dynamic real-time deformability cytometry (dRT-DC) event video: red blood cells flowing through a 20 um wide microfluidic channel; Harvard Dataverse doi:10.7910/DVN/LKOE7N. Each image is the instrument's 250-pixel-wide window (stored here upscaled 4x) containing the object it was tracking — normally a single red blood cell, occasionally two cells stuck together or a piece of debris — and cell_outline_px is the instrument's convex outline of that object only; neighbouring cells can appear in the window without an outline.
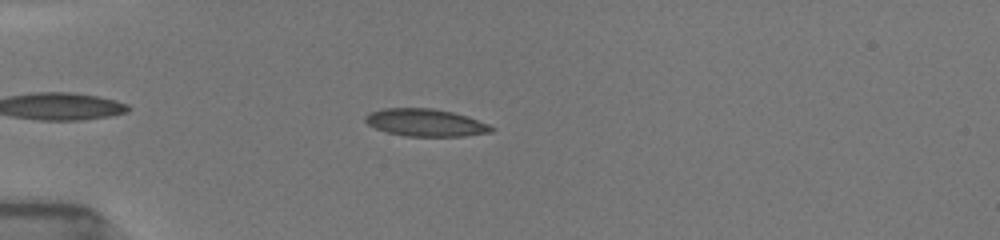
{"species": "common noctule bat (a hibernating species)", "species_latin": "Nyctalus noctula", "temperature_condition": "room temperature", "stored_images_in_passage": 54, "camera_frame_rate_fps": 3000, "um_per_image_px": 0.085, "animal": {"sex": "female", "body_mass_g": 19.5, "forearm_length_mm": 54.1}, "frame": {"image": 1, "passage_image": 15, "time_ms": 2.667, "image_size_px": [1000, 240], "cell_outline_px": [[496, 128], [492, 132], [464, 136], [404, 136], [388, 132], [376, 128], [368, 124], [364, 120], [364, 116], [372, 112], [384, 108], [432, 108], [452, 112], [468, 116], [488, 124]], "centroid_in_image_um": [36.2, 10.42], "position_along_channel_um": 48.8, "area_um2": 20.11}}
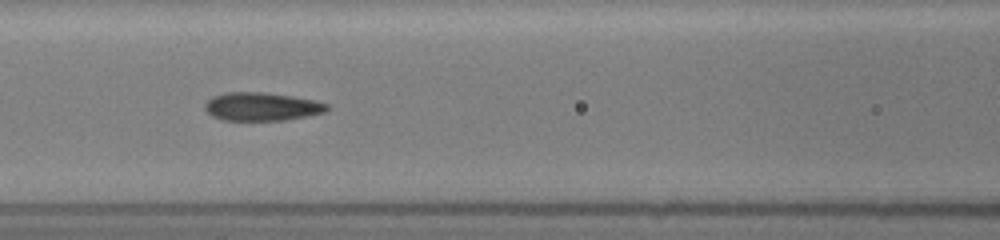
{"frame": {"image": 2, "passage_image": 35, "time_ms": 5.667, "image_size_px": [1000, 240], "cell_outline_px": [[328, 108], [324, 112], [308, 116], [284, 120], [224, 120], [212, 116], [204, 108], [204, 104], [212, 96], [224, 92], [264, 92], [292, 96], [316, 100], [328, 104]], "centroid_in_image_um": [22.23, 9.05], "position_along_channel_um": 144.4, "area_um2": 20.17}}
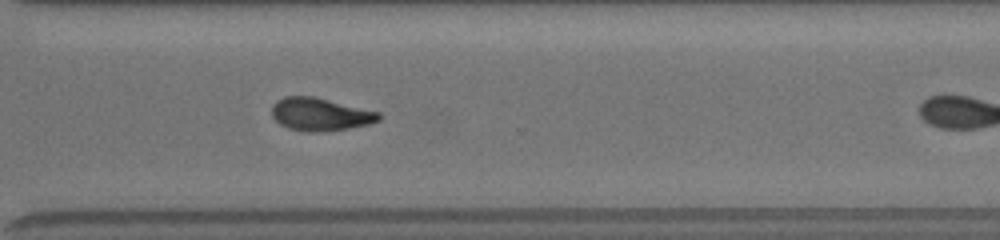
{"frame": {"image": 3, "passage_image": 53, "time_ms": 9.333, "image_size_px": [1000, 240], "cell_outline_px": [[380, 120], [368, 124], [348, 128], [312, 132], [308, 132], [288, 128], [280, 124], [272, 116], [272, 104], [276, 100], [284, 96], [312, 96], [380, 112]], "centroid_in_image_um": [27.18, 9.7], "position_along_channel_um": 343.4, "area_um2": 20.29}}